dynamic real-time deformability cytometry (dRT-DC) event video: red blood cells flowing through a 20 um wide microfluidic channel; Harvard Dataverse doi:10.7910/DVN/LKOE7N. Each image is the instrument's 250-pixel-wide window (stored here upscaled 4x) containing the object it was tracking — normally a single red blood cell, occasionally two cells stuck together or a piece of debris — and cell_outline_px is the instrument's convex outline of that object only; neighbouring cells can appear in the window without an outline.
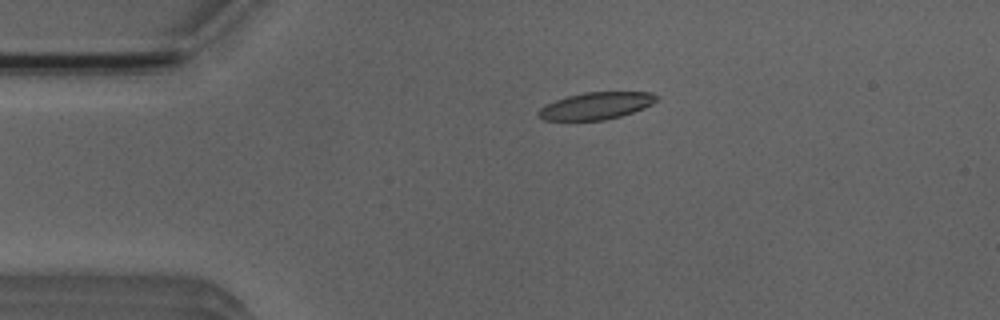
{"species": "Egyptian fruit bat (a non-hibernating species)", "species_latin": "Rousettus aegyptiacus", "temperature_condition": "room temperature", "stored_images_in_passage": 2, "camera_frame_rate_fps": 3000, "um_per_image_px": 0.085, "animal": {"sex": "male"}, "frame": {"image": 1, "passage_image": 1, "time_ms": 0.0, "image_size_px": [1000, 320], "cell_outline_px": [[660, 96], [652, 104], [644, 108], [620, 116], [604, 120], [544, 120], [536, 116], [536, 112], [540, 108], [556, 100], [568, 96], [584, 92], [652, 92]], "centroid_in_image_um": [50.67, 8.99], "position_along_channel_um": 34.3, "area_um2": 18.61}}